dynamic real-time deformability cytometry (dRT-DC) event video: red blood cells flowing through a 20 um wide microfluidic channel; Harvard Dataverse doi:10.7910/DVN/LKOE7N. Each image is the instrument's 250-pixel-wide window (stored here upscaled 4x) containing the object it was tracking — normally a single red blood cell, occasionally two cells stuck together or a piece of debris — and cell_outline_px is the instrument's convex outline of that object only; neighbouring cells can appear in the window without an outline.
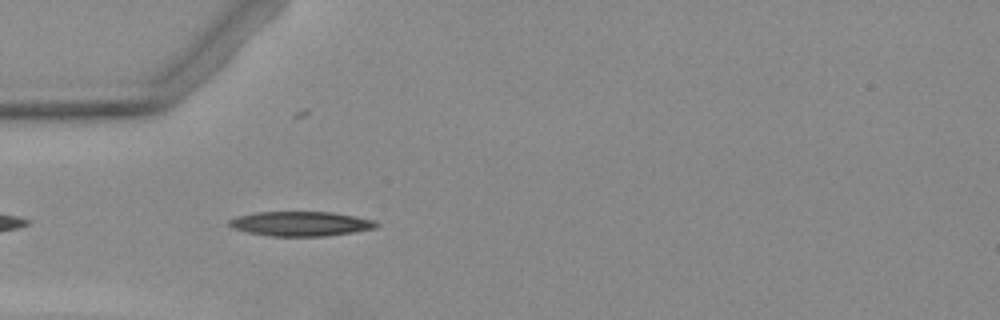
{"species": "Egyptian fruit bat (a non-hibernating species)", "species_latin": "Rousettus aegyptiacus", "temperature_condition": "warm", "stored_images_in_passage": 4, "camera_frame_rate_fps": 3000, "um_per_image_px": 0.085, "animal": {"sex": "female"}, "frame": {"image": 1, "passage_image": 4, "time_ms": 4.667, "image_size_px": [1000, 320], "cell_outline_px": [[380, 224], [376, 228], [352, 232], [324, 236], [272, 236], [248, 232], [232, 228], [228, 224], [228, 220], [240, 216], [256, 212], [332, 212], [376, 220]], "centroid_in_image_um": [25.59, 19.01], "position_along_channel_um": 59.4, "area_um2": 20.98}}